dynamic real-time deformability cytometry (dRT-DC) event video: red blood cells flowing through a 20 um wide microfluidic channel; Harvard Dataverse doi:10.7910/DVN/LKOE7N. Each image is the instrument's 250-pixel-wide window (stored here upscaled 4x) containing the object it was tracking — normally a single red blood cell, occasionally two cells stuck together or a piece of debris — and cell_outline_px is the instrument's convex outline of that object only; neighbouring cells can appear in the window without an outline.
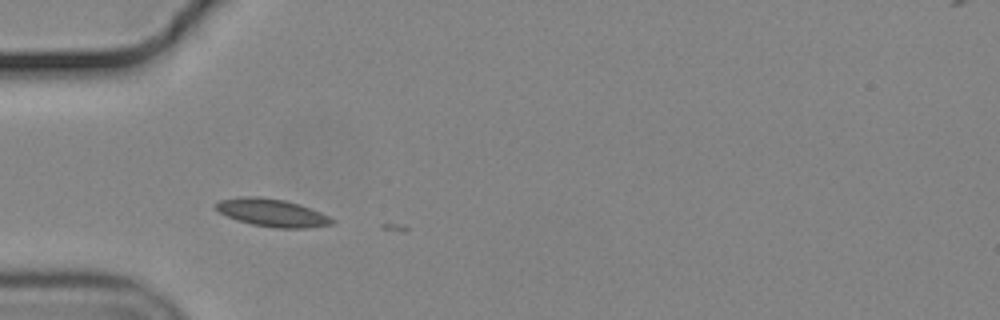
{"species": "common noctule bat (a hibernating species)", "species_latin": "Nyctalus noctula", "temperature_condition": "cold", "stored_images_in_passage": 3, "camera_frame_rate_fps": 3000, "um_per_image_px": 0.085, "animal": {"sex": "male", "body_mass_g": 19.2, "forearm_length_mm": 51.8}, "frame": {"image": 1, "passage_image": 2, "time_ms": 0.333, "image_size_px": [1000, 320], "cell_outline_px": [[336, 220], [332, 224], [308, 228], [272, 228], [252, 224], [236, 220], [220, 212], [216, 208], [216, 204], [220, 200], [240, 196], [260, 196], [284, 200], [300, 204], [320, 212]], "centroid_in_image_um": [23.14, 18.08], "position_along_channel_um": 61.9, "area_um2": 18.79}}